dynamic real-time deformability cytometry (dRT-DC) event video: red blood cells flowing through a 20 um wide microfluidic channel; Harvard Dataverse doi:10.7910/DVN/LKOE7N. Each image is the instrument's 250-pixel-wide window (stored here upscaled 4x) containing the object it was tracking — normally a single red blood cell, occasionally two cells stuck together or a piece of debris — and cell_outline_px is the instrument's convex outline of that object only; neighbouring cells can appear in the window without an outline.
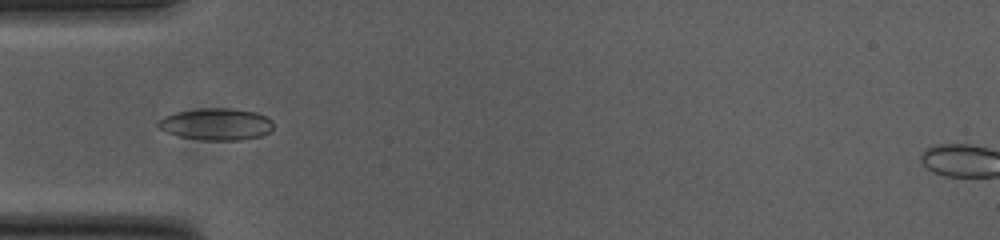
{"species": "common noctule bat (a hibernating species)", "species_latin": "Nyctalus noctula", "temperature_condition": "cold", "stored_images_in_passage": 48, "camera_frame_rate_fps": 3000, "um_per_image_px": 0.085, "animal": {"sex": "female", "body_mass_g": 23.0, "forearm_length_mm": 53.4}, "frame": {"image": 1, "passage_image": 11, "time_ms": 3.333, "image_size_px": [1000, 240], "cell_outline_px": [[272, 128], [268, 132], [260, 136], [240, 140], [204, 140], [180, 136], [168, 132], [160, 128], [156, 124], [156, 120], [164, 116], [176, 112], [204, 108], [232, 108], [256, 112], [268, 116], [272, 120]], "centroid_in_image_um": [18.39, 10.54], "position_along_channel_um": 66.6, "area_um2": 21.39}}
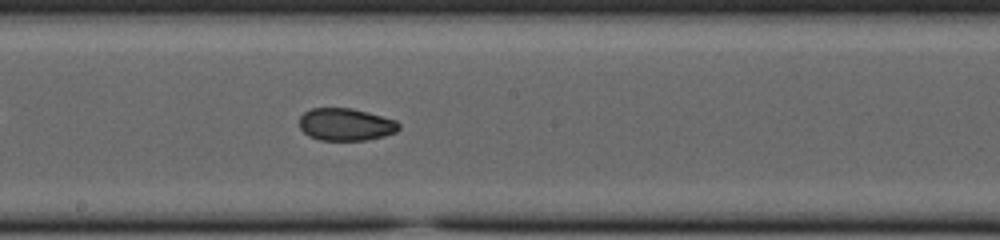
{"frame": {"image": 2, "passage_image": 23, "time_ms": 7.333, "image_size_px": [1000, 240], "cell_outline_px": [[400, 128], [396, 132], [384, 136], [364, 140], [320, 140], [308, 136], [300, 128], [300, 116], [304, 112], [312, 108], [352, 108], [368, 112], [396, 120], [400, 124]], "centroid_in_image_um": [29.39, 10.58], "position_along_channel_um": 218.8, "area_um2": 18.84}}
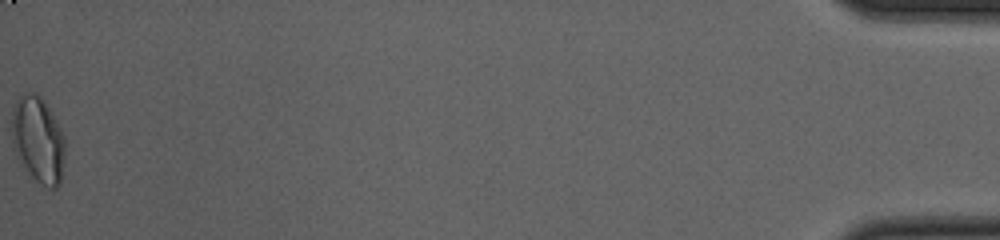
{"frame": {"image": 3, "passage_image": 48, "time_ms": 15.667, "image_size_px": [1000, 240], "cell_outline_px": [[64, 164], [60, 184], [56, 188], [48, 188], [40, 184], [20, 164], [12, 140], [12, 108], [16, 100], [24, 92], [36, 92], [44, 100], [60, 128], [64, 136]], "centroid_in_image_um": [3.23, 11.88], "position_along_channel_um": 432.0, "area_um2": 26.88}, "authors_computed_cell_mechanics": {"area_um2": 19.5364, "velocity_mm_per_s": 3.811, "shape_relaxation_time_tau1_ms": null, "shape_relaxation_time_tau2_ms": 1.5135, "deformation_change_tau1": null, "deformation_change_tau2": 0.054}}